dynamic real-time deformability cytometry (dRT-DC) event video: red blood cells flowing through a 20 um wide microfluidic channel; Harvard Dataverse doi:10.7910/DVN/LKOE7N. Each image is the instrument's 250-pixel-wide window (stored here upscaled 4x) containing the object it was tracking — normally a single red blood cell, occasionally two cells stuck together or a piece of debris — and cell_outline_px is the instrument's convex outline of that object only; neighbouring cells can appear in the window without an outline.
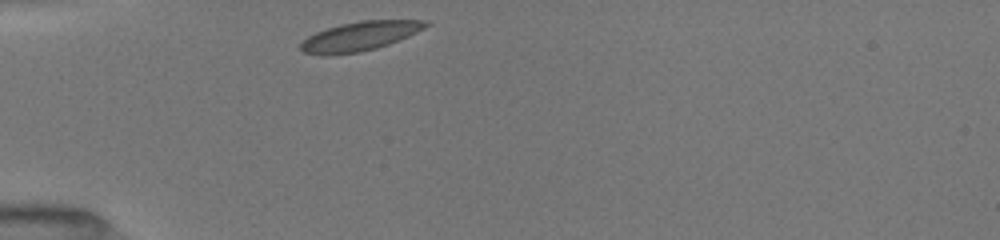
{"species": "common noctule bat (a hibernating species)", "species_latin": "Nyctalus noctula", "temperature_condition": "room temperature", "stored_images_in_passage": 30, "camera_frame_rate_fps": 3000, "um_per_image_px": 0.085, "animal": {"sex": "female", "body_mass_g": 19.5, "forearm_length_mm": 54.1}, "frame": {"image": 1, "passage_image": 1, "time_ms": 0.0, "image_size_px": [1000, 240], "cell_outline_px": [[432, 24], [408, 36], [388, 44], [376, 48], [360, 52], [328, 56], [320, 56], [304, 52], [300, 48], [300, 44], [308, 36], [316, 32], [340, 24], [360, 20], [428, 20]], "centroid_in_image_um": [30.57, 3.08], "position_along_channel_um": 54.4, "area_um2": 21.39}}
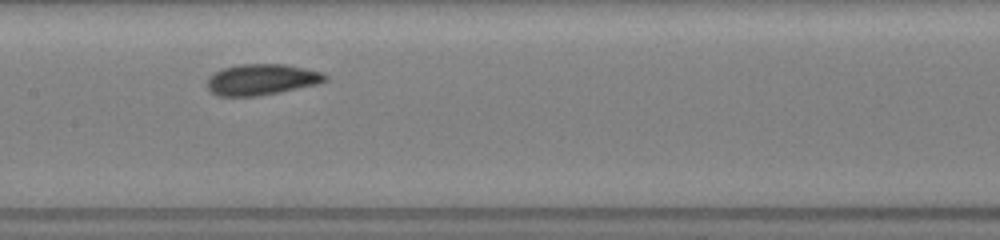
{"frame": {"image": 2, "passage_image": 12, "time_ms": 3.667, "image_size_px": [1000, 240], "cell_outline_px": [[328, 80], [316, 84], [280, 92], [256, 96], [216, 96], [208, 88], [208, 76], [224, 68], [240, 64], [288, 64], [324, 72], [328, 76]], "centroid_in_image_um": [22.28, 6.75], "position_along_channel_um": 185.1, "area_um2": 21.39}}
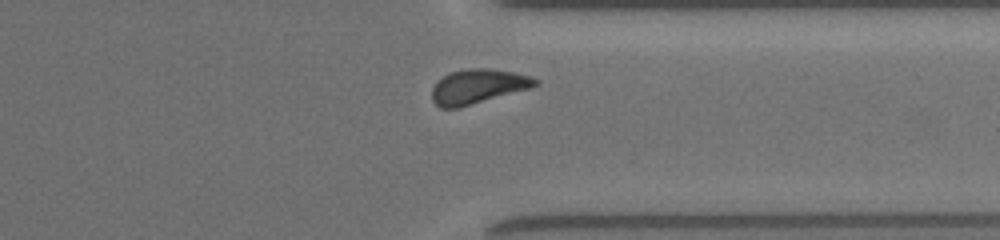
{"frame": {"image": 3, "passage_image": 26, "time_ms": 8.333, "image_size_px": [1000, 240], "cell_outline_px": [[540, 84], [532, 88], [456, 108], [440, 108], [432, 100], [432, 88], [444, 76], [452, 72], [468, 68], [488, 68], [512, 72], [532, 76], [540, 80]], "centroid_in_image_um": [40.68, 7.34], "position_along_channel_um": 370.7, "area_um2": 20.63}, "authors_computed_cell_mechanics": {"area_um2": 20.6057, "velocity_mm_per_s": 3.9714, "shape_relaxation_time_tau1_ms": 2.3273, "shape_relaxation_time_tau2_ms": null, "deformation_change_tau1": 0.0816, "deformation_change_tau2": null}}